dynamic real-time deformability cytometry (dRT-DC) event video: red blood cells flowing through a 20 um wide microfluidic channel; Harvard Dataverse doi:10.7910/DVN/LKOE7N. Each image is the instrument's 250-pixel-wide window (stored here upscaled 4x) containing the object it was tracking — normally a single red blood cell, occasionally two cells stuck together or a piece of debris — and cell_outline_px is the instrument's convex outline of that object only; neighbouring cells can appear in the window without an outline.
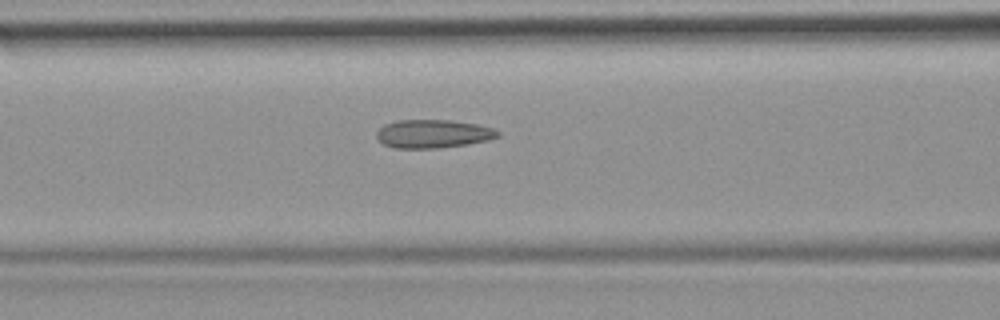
{"species": "common noctule bat (a hibernating species)", "species_latin": "Nyctalus noctula", "temperature_condition": "room temperature", "stored_images_in_passage": 26, "camera_frame_rate_fps": 3000, "um_per_image_px": 0.085, "animal": {"sex": "female", "body_mass_g": 19.9}, "frame": {"image": 1, "passage_image": 5, "time_ms": 1.333, "image_size_px": [1000, 320], "cell_outline_px": [[500, 136], [488, 140], [468, 144], [436, 148], [396, 148], [384, 144], [376, 140], [376, 132], [384, 124], [396, 120], [448, 120], [476, 124], [492, 128], [500, 132]], "centroid_in_image_um": [36.78, 11.37], "position_along_channel_um": 129.8, "area_um2": 20.06}}
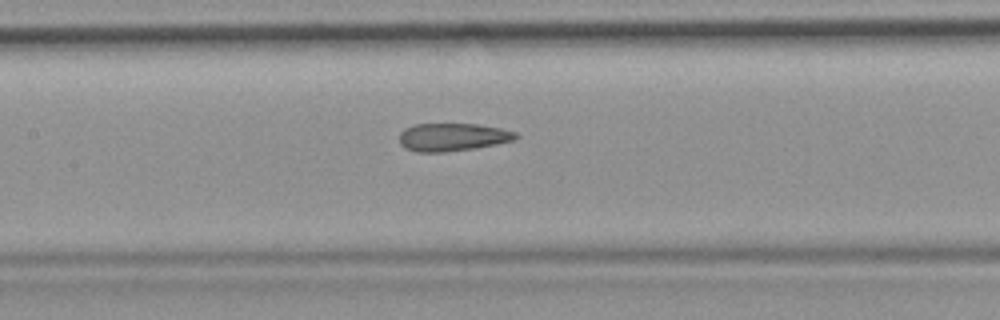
{"frame": {"image": 2, "passage_image": 8, "time_ms": 2.333, "image_size_px": [1000, 320], "cell_outline_px": [[520, 136], [516, 140], [496, 144], [472, 148], [444, 152], [416, 152], [404, 148], [400, 144], [400, 132], [404, 128], [412, 124], [476, 124], [500, 128], [516, 132]], "centroid_in_image_um": [38.45, 11.65], "position_along_channel_um": 168.9, "area_um2": 19.02}}
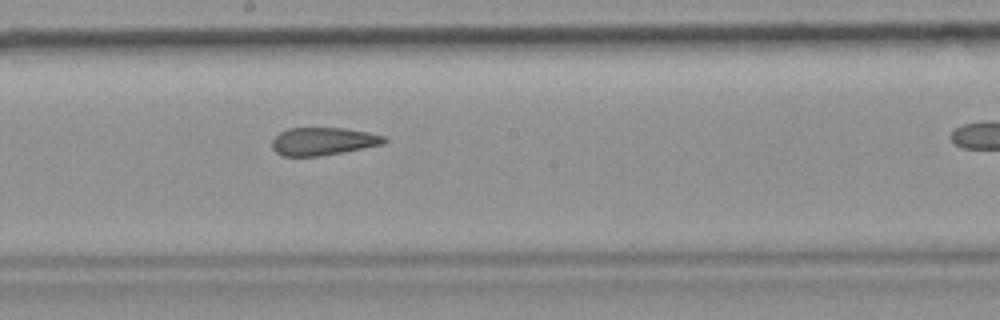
{"frame": {"image": 3, "passage_image": 12, "time_ms": 3.667, "image_size_px": [1000, 320], "cell_outline_px": [[388, 140], [384, 144], [344, 152], [320, 156], [284, 156], [276, 152], [272, 148], [272, 140], [280, 132], [288, 128], [344, 128], [368, 132], [384, 136]], "centroid_in_image_um": [27.47, 12.01], "position_along_channel_um": 220.7, "area_um2": 18.21}}